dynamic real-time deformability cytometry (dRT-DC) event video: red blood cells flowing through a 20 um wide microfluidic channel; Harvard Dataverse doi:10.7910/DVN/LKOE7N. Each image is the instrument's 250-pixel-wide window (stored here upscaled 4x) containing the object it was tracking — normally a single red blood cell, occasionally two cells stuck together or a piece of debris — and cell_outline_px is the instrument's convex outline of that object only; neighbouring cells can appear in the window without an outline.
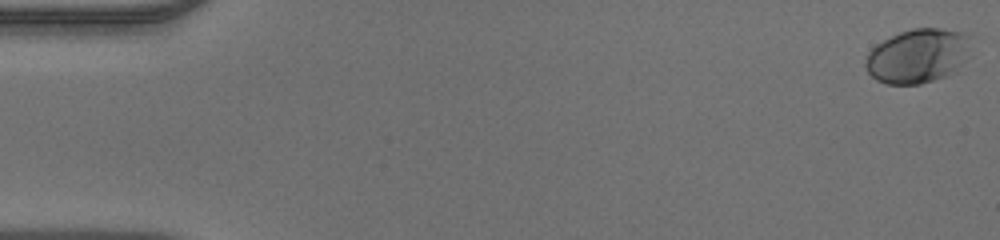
{"species": "human", "species_latin": "Homo sapiens", "temperature_condition": "warm", "stored_images_in_passage": 51, "camera_frame_rate_fps": 3000, "um_per_image_px": 0.085, "donor": {"sex": "male"}, "frame": {"image": 1, "passage_image": 1, "time_ms": 0.0, "image_size_px": [1000, 240], "cell_outline_px": [[972, 56], [944, 76], [920, 84], [884, 84], [876, 80], [868, 72], [864, 64], [864, 60], [868, 52], [876, 44], [900, 32], [912, 28], [940, 28], [968, 32]], "centroid_in_image_um": [78.02, 4.73], "position_along_channel_um": 7.0, "area_um2": 33.58}}
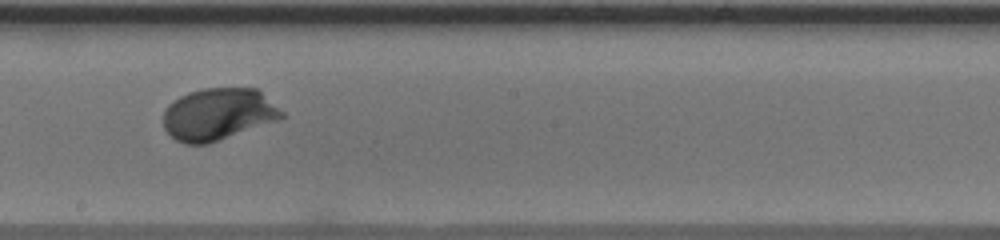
{"frame": {"image": 2, "passage_image": 29, "time_ms": 9.333, "image_size_px": [1000, 240], "cell_outline_px": [[288, 116], [208, 144], [184, 144], [176, 140], [164, 128], [164, 112], [168, 104], [180, 96], [188, 92], [200, 88], [256, 88], [284, 112]], "centroid_in_image_um": [18.54, 9.7], "position_along_channel_um": 229.7, "area_um2": 35.78}}
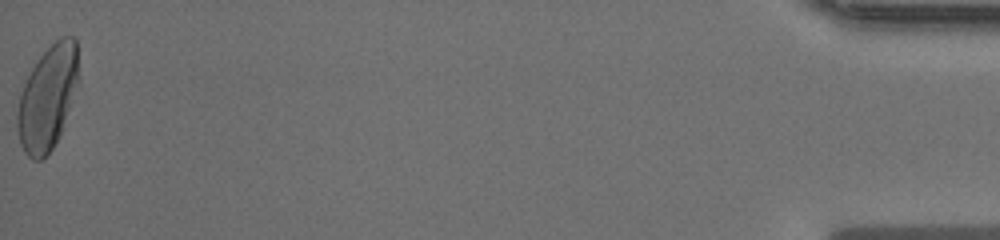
{"frame": {"image": 3, "passage_image": 51, "time_ms": 16.667, "image_size_px": [1000, 240], "cell_outline_px": [[80, 84], [60, 136], [52, 148], [40, 160], [32, 160], [24, 152], [20, 144], [16, 128], [16, 116], [20, 96], [24, 84], [32, 68], [40, 56], [60, 36], [72, 36], [76, 40], [80, 80]], "centroid_in_image_um": [4.08, 8.31], "position_along_channel_um": 431.1, "area_um2": 37.69}}